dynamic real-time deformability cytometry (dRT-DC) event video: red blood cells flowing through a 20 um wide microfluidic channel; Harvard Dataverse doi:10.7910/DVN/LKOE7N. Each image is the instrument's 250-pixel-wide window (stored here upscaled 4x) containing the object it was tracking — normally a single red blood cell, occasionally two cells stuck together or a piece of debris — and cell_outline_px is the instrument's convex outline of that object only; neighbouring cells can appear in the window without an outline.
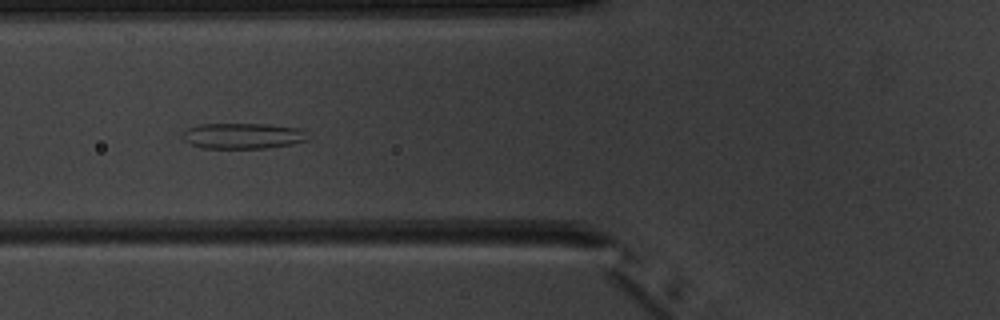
{"species": "common noctule bat (a hibernating species)", "species_latin": "Nyctalus noctula", "temperature_condition": "warm", "stored_images_in_passage": 6, "camera_frame_rate_fps": 3000, "um_per_image_px": 0.085, "animal": {"sex": "male", "body_mass_g": 20.1, "forearm_length_mm": 53.5}, "frame": {"image": 1, "passage_image": 6, "time_ms": 6.333, "image_size_px": [1000, 320], "cell_outline_px": [[308, 140], [292, 144], [268, 148], [204, 148], [192, 144], [184, 140], [184, 132], [188, 128], [200, 124], [268, 124], [300, 128], [308, 132]], "centroid_in_image_um": [20.72, 11.54], "position_along_channel_um": 105.1, "area_um2": 18.79}}